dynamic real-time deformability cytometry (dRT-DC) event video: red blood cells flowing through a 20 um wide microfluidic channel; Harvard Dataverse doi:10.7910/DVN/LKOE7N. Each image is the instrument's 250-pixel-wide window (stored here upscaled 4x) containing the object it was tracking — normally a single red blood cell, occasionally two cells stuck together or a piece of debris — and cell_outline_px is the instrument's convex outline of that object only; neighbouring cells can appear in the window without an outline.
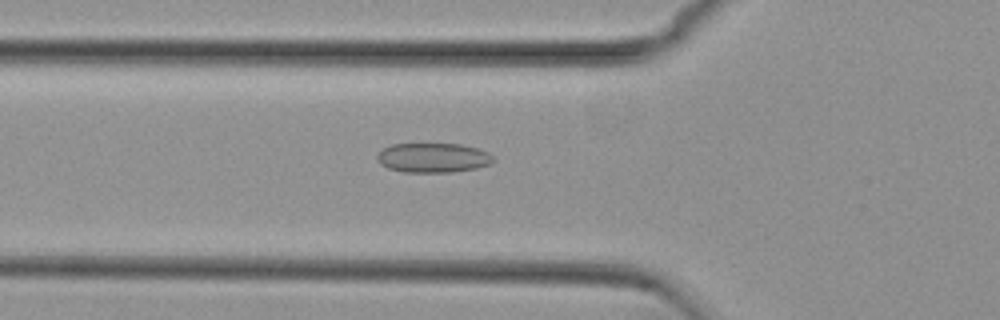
{"species": "common noctule bat (a hibernating species)", "species_latin": "Nyctalus noctula", "temperature_condition": "cold", "stored_images_in_passage": 50, "camera_frame_rate_fps": 3000, "um_per_image_px": 0.085, "animal": {"sex": "female", "body_mass_g": 29.2, "forearm_length_mm": 56.3}, "frame": {"image": 1, "passage_image": 15, "time_ms": 4.667, "image_size_px": [1000, 320], "cell_outline_px": [[492, 160], [488, 164], [476, 168], [452, 172], [404, 172], [388, 168], [380, 164], [376, 156], [384, 148], [392, 144], [460, 144], [476, 148], [488, 152], [492, 156]], "centroid_in_image_um": [36.78, 13.41], "position_along_channel_um": 89.0, "area_um2": 19.77}}
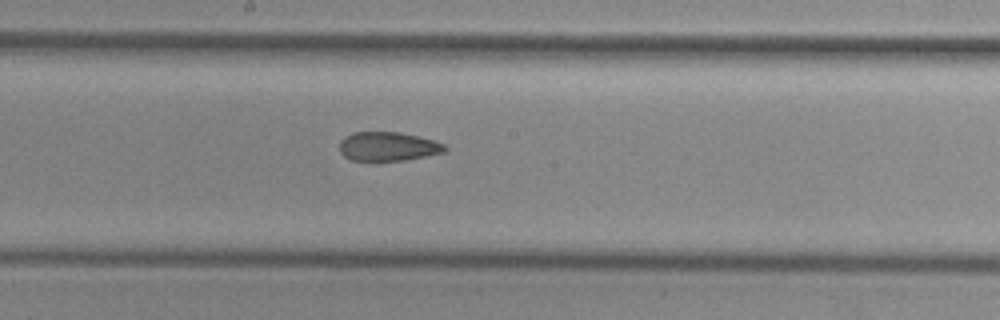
{"frame": {"image": 2, "passage_image": 25, "time_ms": 8.0, "image_size_px": [1000, 320], "cell_outline_px": [[448, 148], [444, 152], [404, 160], [352, 160], [344, 156], [340, 152], [340, 140], [344, 136], [352, 132], [400, 132], [432, 140], [444, 144]], "centroid_in_image_um": [32.94, 12.44], "position_along_channel_um": 215.3, "area_um2": 17.63}}
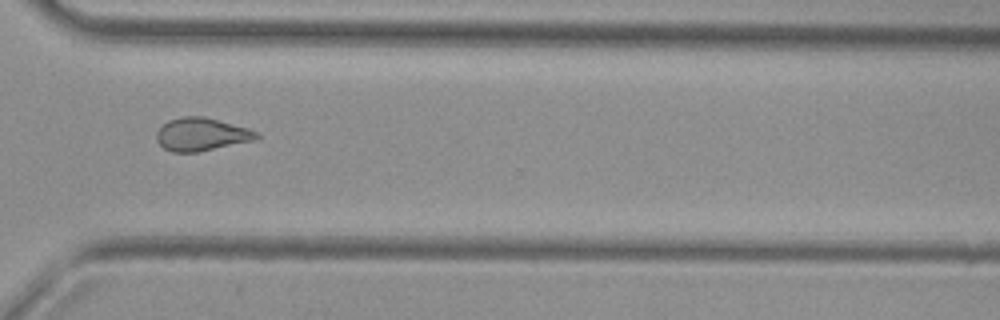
{"frame": {"image": 3, "passage_image": 36, "time_ms": 11.667, "image_size_px": [1000, 320], "cell_outline_px": [[260, 136], [256, 140], [200, 152], [172, 152], [164, 148], [156, 140], [156, 132], [168, 120], [184, 116], [204, 116], [248, 128], [256, 132]], "centroid_in_image_um": [17.13, 11.43], "position_along_channel_um": 353.5, "area_um2": 19.31}, "authors_computed_cell_mechanics": {"area_um2": 19.2474, "velocity_mm_per_s": 3.7691, "shape_relaxation_time_tau1_ms": null, "shape_relaxation_time_tau2_ms": 2.8443, "deformation_change_tau1": null, "deformation_change_tau2": 0.0995}}